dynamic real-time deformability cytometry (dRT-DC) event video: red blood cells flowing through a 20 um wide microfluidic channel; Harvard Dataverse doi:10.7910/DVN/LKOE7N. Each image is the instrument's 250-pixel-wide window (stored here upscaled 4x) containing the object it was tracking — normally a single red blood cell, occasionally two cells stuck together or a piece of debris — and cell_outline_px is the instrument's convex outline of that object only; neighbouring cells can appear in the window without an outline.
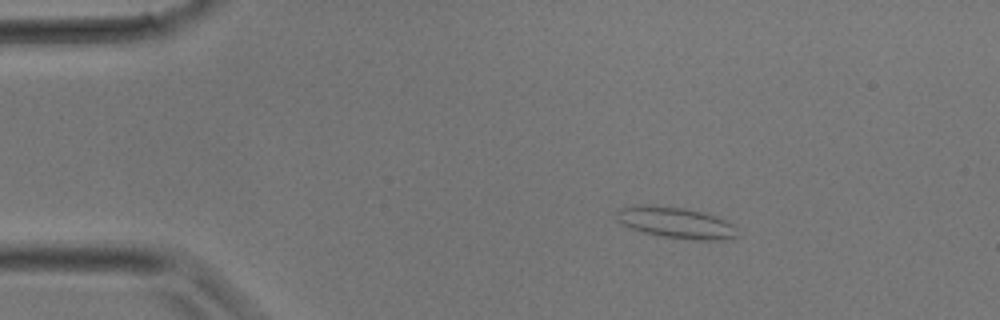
{"species": "common noctule bat (a hibernating species)", "species_latin": "Nyctalus noctula", "temperature_condition": "room temperature", "stored_images_in_passage": 30, "camera_frame_rate_fps": 3000, "um_per_image_px": 0.085, "animal": {"sex": "male", "body_mass_g": 17.9}, "frame": {"image": 1, "passage_image": 1, "time_ms": 0.0, "image_size_px": [1000, 320], "cell_outline_px": [[736, 236], [732, 240], [700, 240], [664, 236], [640, 232], [624, 224], [616, 216], [616, 212], [620, 208], [640, 204], [652, 204], [684, 208], [700, 212], [724, 220], [732, 224], [736, 228]], "centroid_in_image_um": [57.44, 18.92], "position_along_channel_um": 27.6, "area_um2": 21.68}}
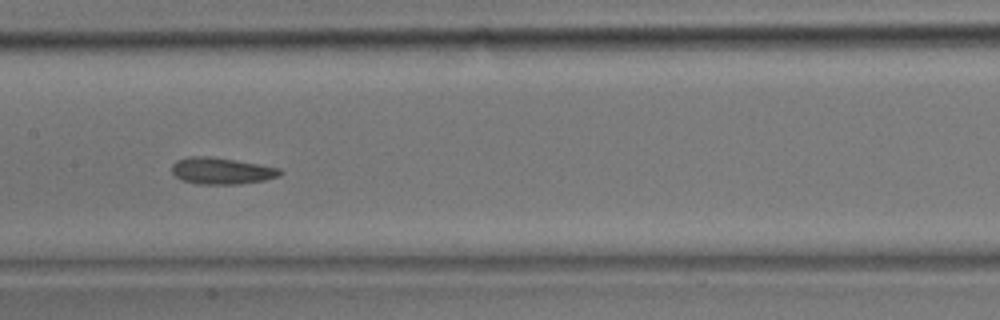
{"frame": {"image": 2, "passage_image": 12, "time_ms": 3.667, "image_size_px": [1000, 320], "cell_outline_px": [[284, 172], [280, 176], [264, 180], [236, 184], [200, 184], [180, 180], [172, 172], [172, 164], [176, 160], [192, 156], [208, 156], [280, 168]], "centroid_in_image_um": [18.81, 14.53], "position_along_channel_um": 188.6, "area_um2": 16.59}}
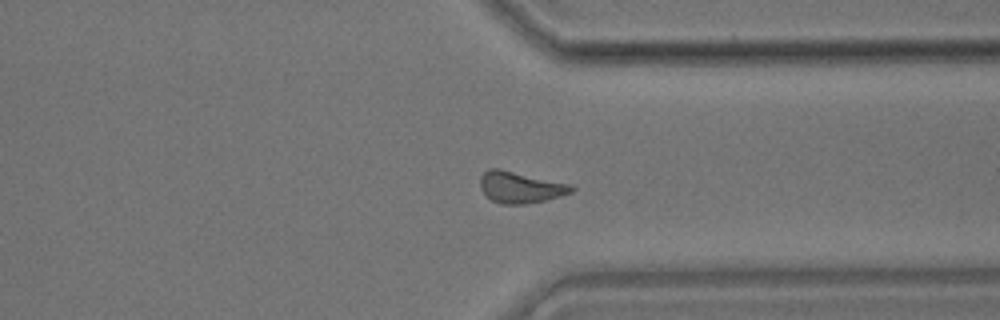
{"frame": {"image": 3, "passage_image": 21, "time_ms": 6.667, "image_size_px": [1000, 320], "cell_outline_px": [[576, 188], [572, 192], [560, 196], [544, 200], [524, 204], [500, 204], [492, 200], [480, 188], [480, 176], [488, 168], [500, 168], [572, 184]], "centroid_in_image_um": [44.24, 15.9], "position_along_channel_um": 367.2, "area_um2": 16.82}}